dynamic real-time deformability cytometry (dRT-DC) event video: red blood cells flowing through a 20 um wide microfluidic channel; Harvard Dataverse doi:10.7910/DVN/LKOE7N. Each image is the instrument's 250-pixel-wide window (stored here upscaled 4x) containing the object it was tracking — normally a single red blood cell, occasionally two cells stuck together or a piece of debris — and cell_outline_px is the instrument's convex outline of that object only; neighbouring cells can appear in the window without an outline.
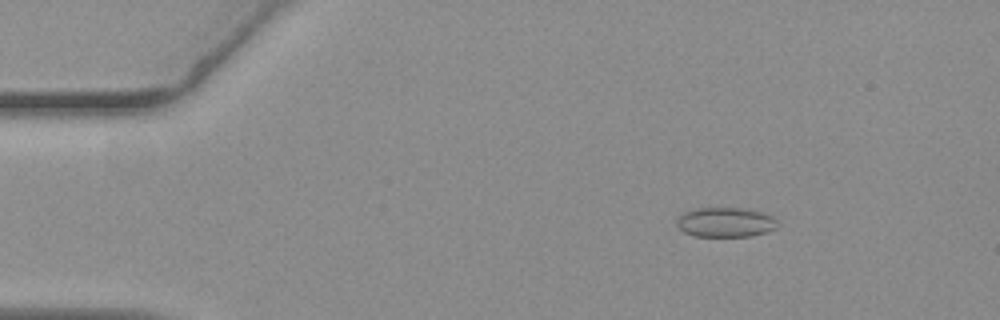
{"species": "common noctule bat (a hibernating species)", "species_latin": "Nyctalus noctula", "temperature_condition": "warm", "stored_images_in_passage": 57, "camera_frame_rate_fps": 3000, "um_per_image_px": 0.085, "animal": {"sex": "female", "body_mass_g": 19.3, "forearm_length_mm": 54.1}, "frame": {"image": 1, "passage_image": 9, "time_ms": 2.667, "image_size_px": [1000, 320], "cell_outline_px": [[776, 228], [768, 232], [752, 236], [696, 236], [684, 232], [676, 224], [676, 220], [684, 212], [696, 208], [740, 208], [760, 212], [772, 216], [776, 220]], "centroid_in_image_um": [61.65, 18.9], "position_along_channel_um": 23.3, "area_um2": 17.28}}
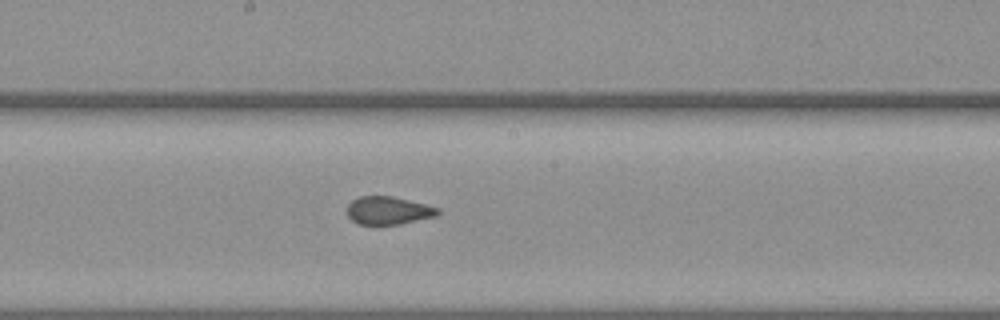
{"frame": {"image": 2, "passage_image": 31, "time_ms": 10.0, "image_size_px": [1000, 320], "cell_outline_px": [[440, 212], [436, 216], [400, 224], [360, 224], [352, 220], [348, 216], [348, 204], [352, 200], [360, 196], [392, 196], [440, 208]], "centroid_in_image_um": [33.01, 17.89], "position_along_channel_um": 215.2, "area_um2": 14.62}}
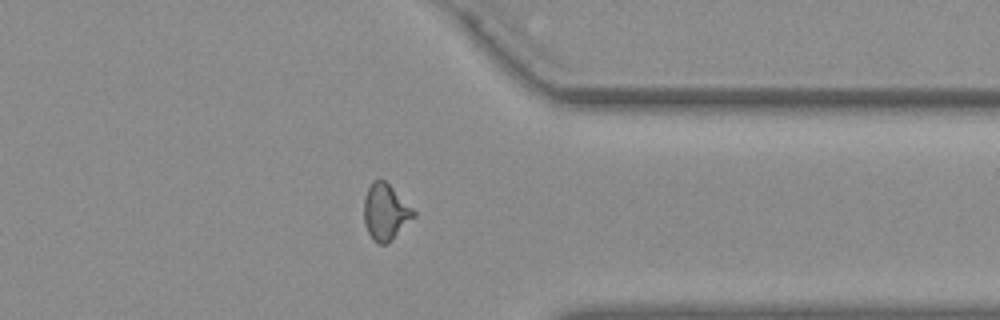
{"frame": {"image": 3, "passage_image": 45, "time_ms": 14.667, "image_size_px": [1000, 320], "cell_outline_px": [[416, 216], [384, 244], [376, 244], [372, 240], [364, 224], [364, 196], [372, 180], [384, 180], [416, 212]], "centroid_in_image_um": [32.73, 18.01], "position_along_channel_um": 378.7, "area_um2": 15.9}, "authors_computed_cell_mechanics": {"area_um2": 15.895, "velocity_mm_per_s": 3.661, "shape_relaxation_time_tau1_ms": null, "shape_relaxation_time_tau2_ms": 1.1804, "deformation_change_tau1": null, "deformation_change_tau2": 0.0774}}